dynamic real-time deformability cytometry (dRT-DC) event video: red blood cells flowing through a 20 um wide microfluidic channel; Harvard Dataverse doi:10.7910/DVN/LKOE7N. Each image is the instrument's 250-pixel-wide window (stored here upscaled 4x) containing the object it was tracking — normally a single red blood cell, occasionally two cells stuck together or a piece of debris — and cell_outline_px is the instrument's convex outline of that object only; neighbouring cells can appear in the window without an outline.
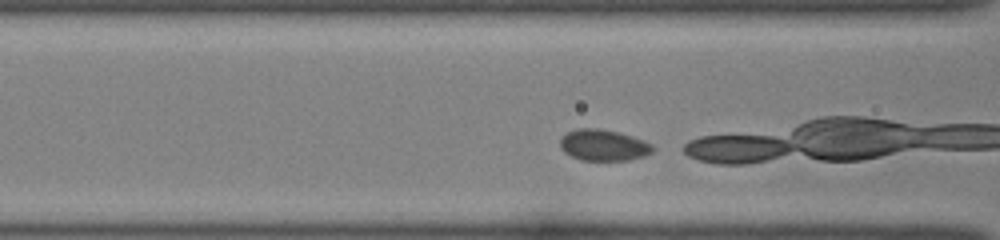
{"species": "common noctule bat (a hibernating species)", "species_latin": "Nyctalus noctula", "temperature_condition": "room temperature", "stored_images_in_passage": 18, "camera_frame_rate_fps": 3000, "um_per_image_px": 0.085, "animal": {"sex": "female", "body_mass_g": 22.0, "forearm_length_mm": 56.7}, "frame": {"image": 1, "passage_image": 12, "time_ms": 3.667, "image_size_px": [1000, 240], "cell_outline_px": [[656, 148], [652, 152], [644, 156], [628, 160], [580, 160], [564, 152], [560, 148], [560, 136], [576, 128], [600, 128], [632, 136], [644, 140], [652, 144]], "centroid_in_image_um": [51.29, 12.33], "position_along_channel_um": 115.3, "area_um2": 16.99}}
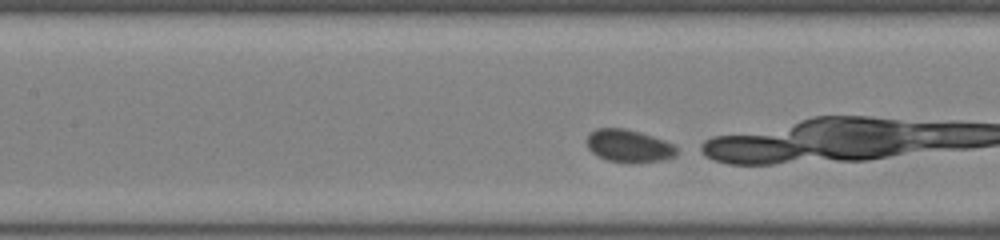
{"frame": {"image": 2, "passage_image": 15, "time_ms": 4.667, "image_size_px": [1000, 240], "cell_outline_px": [[676, 156], [664, 160], [632, 164], [628, 164], [608, 160], [592, 152], [588, 148], [588, 132], [596, 128], [624, 128], [640, 132], [664, 140], [672, 144], [676, 148]], "centroid_in_image_um": [53.45, 12.41], "position_along_channel_um": 153.9, "area_um2": 17.22}}